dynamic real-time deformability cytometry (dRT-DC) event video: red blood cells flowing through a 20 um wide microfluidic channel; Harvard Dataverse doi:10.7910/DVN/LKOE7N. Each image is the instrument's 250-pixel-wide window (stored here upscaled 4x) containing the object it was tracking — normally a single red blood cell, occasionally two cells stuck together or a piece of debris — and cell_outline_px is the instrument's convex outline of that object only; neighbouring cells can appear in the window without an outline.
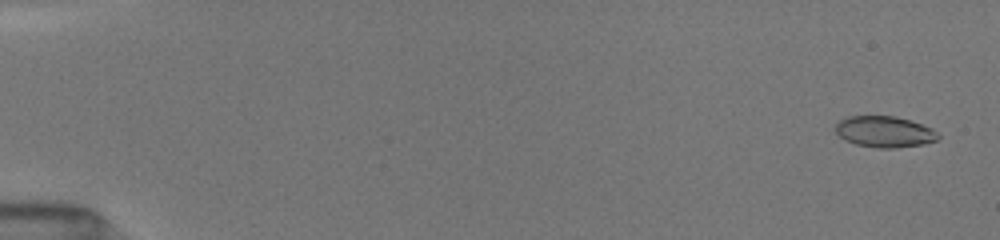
{"species": "common noctule bat (a hibernating species)", "species_latin": "Nyctalus noctula", "temperature_condition": "room temperature", "stored_images_in_passage": 51, "camera_frame_rate_fps": 3000, "um_per_image_px": 0.085, "animal": {"sex": "female", "body_mass_g": 19.5, "forearm_length_mm": 54.1}, "frame": {"image": 1, "passage_image": 2, "time_ms": 0.333, "image_size_px": [1000, 240], "cell_outline_px": [[940, 136], [936, 140], [924, 144], [896, 148], [876, 148], [856, 144], [844, 140], [836, 132], [836, 124], [840, 120], [848, 116], [896, 116], [932, 128]], "centroid_in_image_um": [75.17, 11.2], "position_along_channel_um": 9.8, "area_um2": 18.55}}
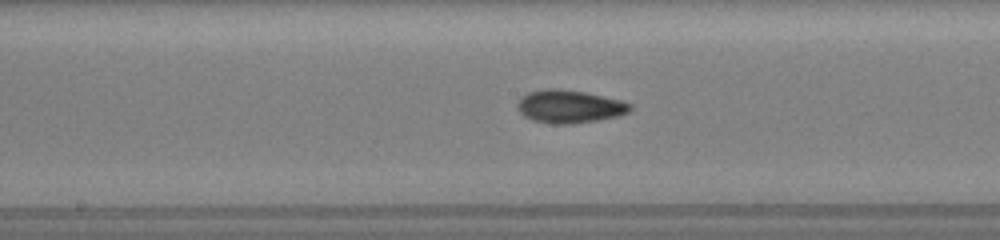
{"frame": {"image": 2, "passage_image": 28, "time_ms": 9.0, "image_size_px": [1000, 240], "cell_outline_px": [[632, 108], [628, 112], [620, 116], [572, 124], [552, 124], [532, 120], [524, 116], [520, 112], [516, 104], [520, 96], [528, 92], [544, 88], [560, 88], [588, 92], [620, 100], [632, 104]], "centroid_in_image_um": [48.38, 9.04], "position_along_channel_um": 199.8, "area_um2": 22.02}}
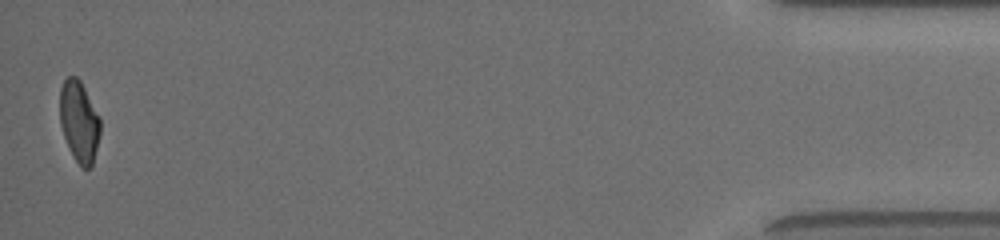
{"frame": {"image": 3, "passage_image": 51, "time_ms": 16.667, "image_size_px": [1000, 240], "cell_outline_px": [[100, 132], [92, 168], [80, 168], [72, 156], [68, 148], [60, 124], [60, 88], [64, 80], [68, 76], [76, 76], [80, 80], [100, 116]], "centroid_in_image_um": [6.73, 10.36], "position_along_channel_um": 428.5, "area_um2": 19.36}, "authors_computed_cell_mechanics": {"area_um2": 19.652, "velocity_mm_per_s": 4.0511, "shape_relaxation_time_tau1_ms": 8.0576, "shape_relaxation_time_tau2_ms": 2.8887, "deformation_change_tau1": 0.1966, "deformation_change_tau2": 0.0756}}